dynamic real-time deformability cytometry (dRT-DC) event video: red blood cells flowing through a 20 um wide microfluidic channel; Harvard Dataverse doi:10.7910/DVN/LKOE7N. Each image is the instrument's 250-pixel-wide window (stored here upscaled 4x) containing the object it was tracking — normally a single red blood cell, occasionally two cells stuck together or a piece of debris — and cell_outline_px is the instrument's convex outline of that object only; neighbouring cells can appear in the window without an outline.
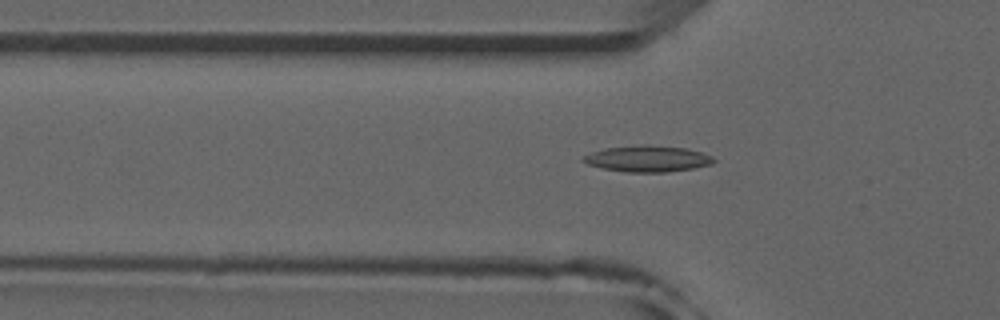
{"species": "common noctule bat (a hibernating species)", "species_latin": "Nyctalus noctula", "temperature_condition": "room temperature", "stored_images_in_passage": 52, "camera_frame_rate_fps": 3000, "um_per_image_px": 0.085, "animal": {"sex": "male", "forearm_length_mm": 52.5}, "frame": {"image": 1, "passage_image": 17, "time_ms": 5.333, "image_size_px": [1000, 320], "cell_outline_px": [[716, 160], [712, 164], [692, 168], [668, 172], [624, 172], [604, 168], [588, 164], [580, 160], [580, 156], [604, 148], [688, 148], [712, 156]], "centroid_in_image_um": [55.03, 13.55], "position_along_channel_um": 70.8, "area_um2": 18.84}}
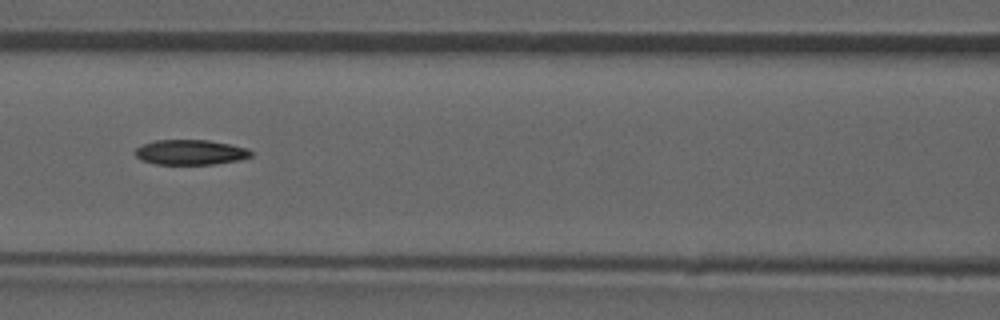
{"frame": {"image": 2, "passage_image": 23, "time_ms": 7.333, "image_size_px": [1000, 320], "cell_outline_px": [[252, 156], [240, 160], [216, 164], [156, 164], [140, 160], [136, 156], [136, 148], [144, 144], [156, 140], [208, 140], [248, 148], [252, 152]], "centroid_in_image_um": [16.21, 12.95], "position_along_channel_um": 150.4, "area_um2": 16.88}}
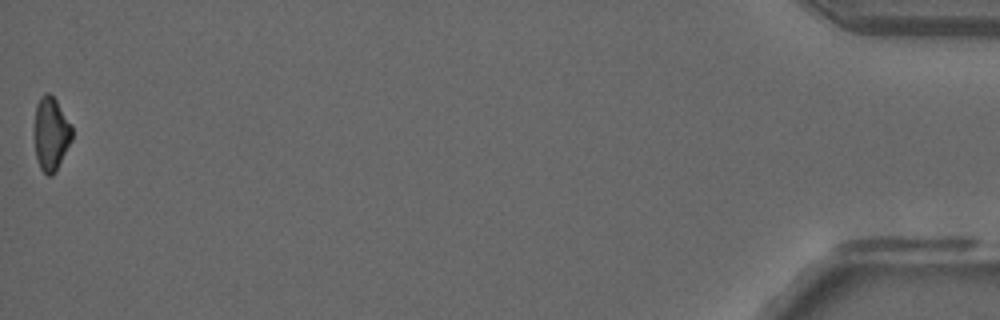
{"frame": {"image": 3, "passage_image": 52, "time_ms": 17.0, "image_size_px": [1000, 320], "cell_outline_px": [[72, 140], [56, 172], [52, 176], [48, 176], [40, 168], [36, 156], [32, 132], [32, 128], [36, 104], [40, 96], [44, 92], [48, 92], [56, 100], [72, 124]], "centroid_in_image_um": [4.3, 11.36], "position_along_channel_um": 430.9, "area_um2": 16.82}}